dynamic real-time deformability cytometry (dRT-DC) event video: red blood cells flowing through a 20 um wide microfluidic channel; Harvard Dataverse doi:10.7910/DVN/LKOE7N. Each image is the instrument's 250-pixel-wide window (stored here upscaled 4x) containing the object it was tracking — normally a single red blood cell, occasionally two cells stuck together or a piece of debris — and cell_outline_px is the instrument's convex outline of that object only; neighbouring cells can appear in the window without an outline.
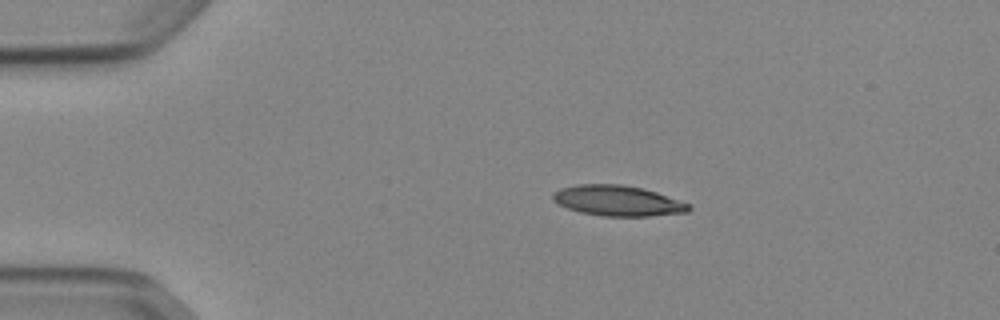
{"species": "Egyptian fruit bat (a non-hibernating species)", "species_latin": "Rousettus aegyptiacus", "temperature_condition": "cold", "stored_images_in_passage": 43, "camera_frame_rate_fps": 3000, "um_per_image_px": 0.085, "animal": {"sex": "female"}, "frame": {"image": 1, "passage_image": 1, "time_ms": 0.0, "image_size_px": [1000, 320], "cell_outline_px": [[692, 208], [688, 212], [648, 216], [604, 216], [580, 212], [568, 208], [552, 200], [552, 192], [560, 188], [576, 184], [624, 184], [644, 188], [692, 204]], "centroid_in_image_um": [52.52, 17.05], "position_along_channel_um": 32.5, "area_um2": 24.33}}
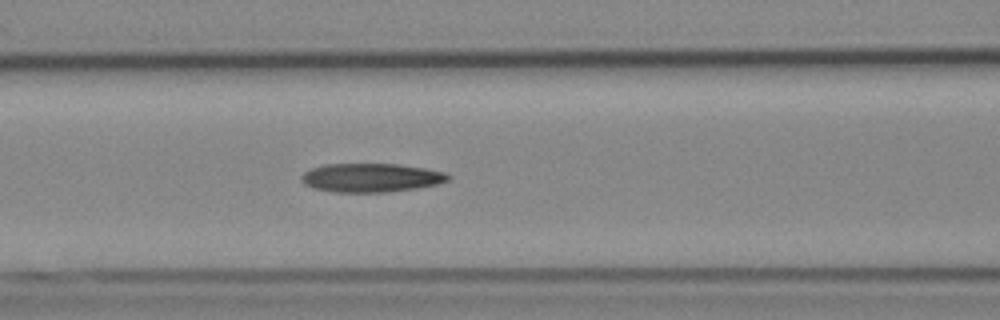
{"frame": {"image": 2, "passage_image": 13, "time_ms": 4.0, "image_size_px": [1000, 320], "cell_outline_px": [[452, 176], [448, 180], [440, 184], [416, 188], [388, 192], [336, 192], [312, 188], [304, 184], [300, 180], [300, 176], [304, 172], [312, 168], [324, 164], [396, 164], [424, 168], [444, 172]], "centroid_in_image_um": [31.53, 15.11], "position_along_channel_um": 135.1, "area_um2": 24.68}}
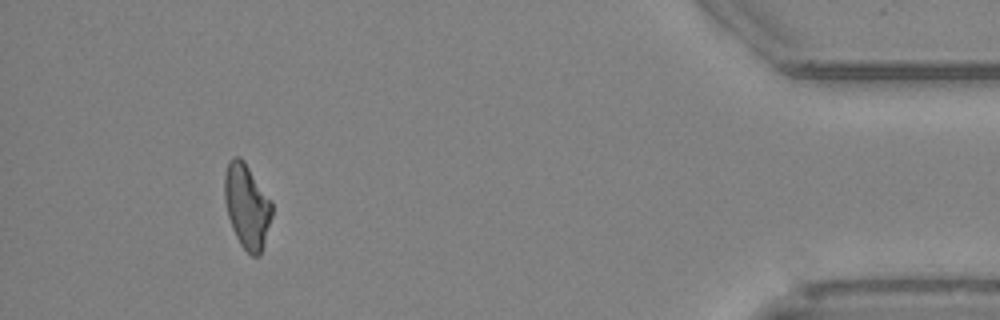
{"frame": {"image": 3, "passage_image": 39, "time_ms": 12.667, "image_size_px": [1000, 320], "cell_outline_px": [[272, 216], [260, 256], [252, 256], [240, 244], [232, 228], [228, 216], [224, 200], [224, 176], [228, 164], [232, 156], [240, 156], [244, 160], [272, 200]], "centroid_in_image_um": [20.99, 17.49], "position_along_channel_um": 414.2, "area_um2": 23.47}}